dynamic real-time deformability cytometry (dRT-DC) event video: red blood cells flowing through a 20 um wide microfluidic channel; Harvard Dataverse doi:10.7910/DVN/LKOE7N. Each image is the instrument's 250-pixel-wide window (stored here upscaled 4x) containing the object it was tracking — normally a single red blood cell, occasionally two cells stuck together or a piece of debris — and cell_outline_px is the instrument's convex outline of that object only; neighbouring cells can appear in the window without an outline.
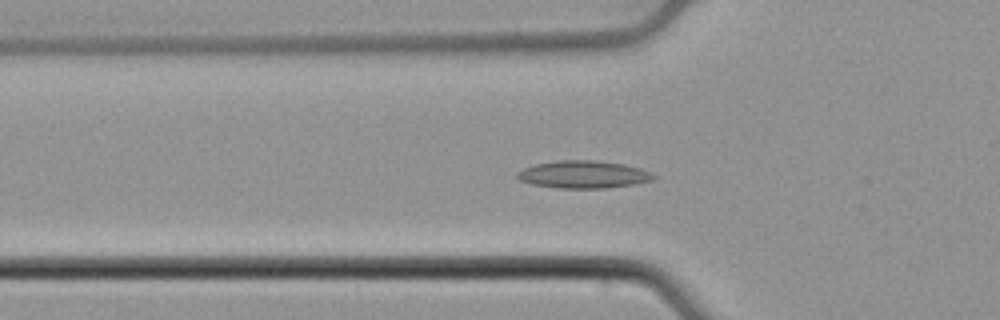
{"species": "common noctule bat (a hibernating species)", "species_latin": "Nyctalus noctula", "temperature_condition": "cold", "stored_images_in_passage": 49, "camera_frame_rate_fps": 3000, "um_per_image_px": 0.085, "animal": {"sex": "male", "body_mass_g": 21.5, "forearm_length_mm": 52.0}, "frame": {"image": 1, "passage_image": 12, "time_ms": 3.667, "image_size_px": [1000, 320], "cell_outline_px": [[656, 176], [652, 180], [636, 184], [608, 188], [556, 188], [532, 184], [520, 180], [516, 176], [516, 172], [524, 168], [536, 164], [556, 160], [596, 160], [624, 164], [640, 168], [652, 172]], "centroid_in_image_um": [49.6, 14.83], "position_along_channel_um": 76.2, "area_um2": 22.02}}
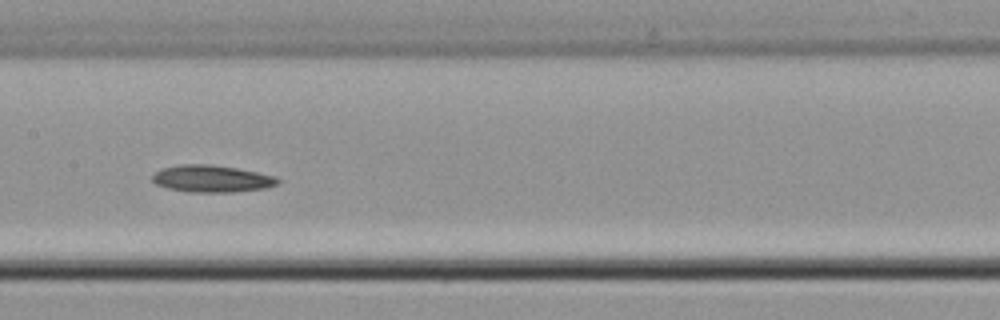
{"frame": {"image": 2, "passage_image": 21, "time_ms": 6.667, "image_size_px": [1000, 320], "cell_outline_px": [[280, 180], [276, 184], [268, 188], [232, 192], [188, 192], [168, 188], [156, 184], [152, 180], [152, 176], [160, 168], [180, 164], [208, 164], [236, 168], [276, 176]], "centroid_in_image_um": [17.98, 15.19], "position_along_channel_um": 189.4, "area_um2": 19.77}}
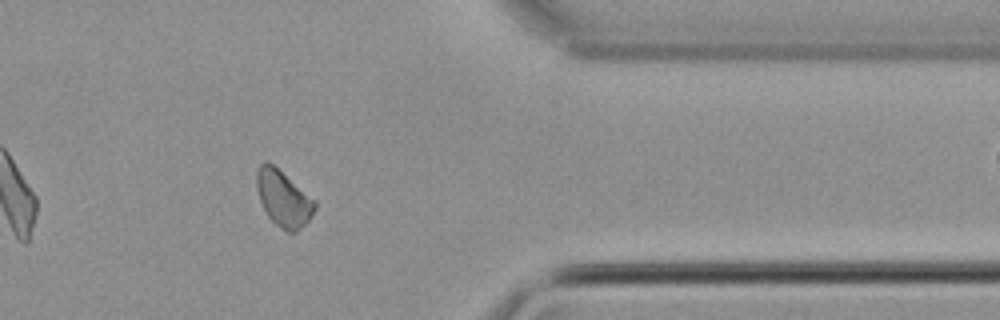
{"frame": {"image": 3, "passage_image": 38, "time_ms": 12.333, "image_size_px": [1000, 320], "cell_outline_px": [[316, 208], [312, 216], [296, 232], [288, 232], [280, 228], [268, 216], [260, 200], [256, 188], [256, 168], [260, 164], [272, 164], [316, 200]], "centroid_in_image_um": [24.09, 16.89], "position_along_channel_um": 387.3, "area_um2": 18.73}, "authors_computed_cell_mechanics": {"area_um2": 19.363, "velocity_mm_per_s": 3.7925, "shape_relaxation_time_tau1_ms": 8.5034, "shape_relaxation_time_tau2_ms": null, "deformation_change_tau1": 0.102, "deformation_change_tau2": null}}